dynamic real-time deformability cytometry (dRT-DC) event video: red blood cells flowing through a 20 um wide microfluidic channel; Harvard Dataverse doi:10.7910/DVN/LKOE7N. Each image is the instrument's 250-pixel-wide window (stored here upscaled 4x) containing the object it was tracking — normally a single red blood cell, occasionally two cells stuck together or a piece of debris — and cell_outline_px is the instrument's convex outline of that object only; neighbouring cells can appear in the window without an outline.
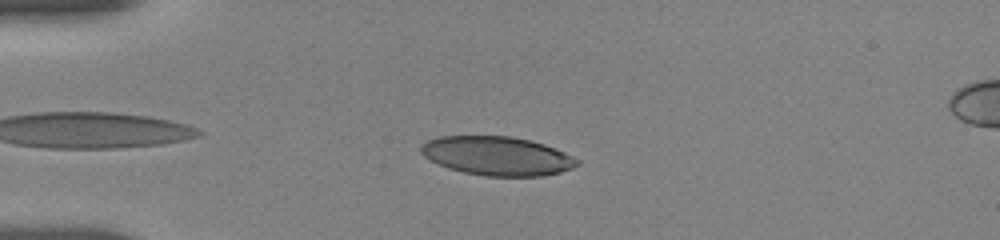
{"species": "human", "species_latin": "Homo sapiens", "temperature_condition": "room temperature", "stored_images_in_passage": 46, "camera_frame_rate_fps": 3000, "um_per_image_px": 0.085, "donor": {"sex": "female"}, "frame": {"image": 1, "passage_image": 5, "time_ms": 1.333, "image_size_px": [1000, 240], "cell_outline_px": [[580, 164], [572, 168], [560, 172], [544, 176], [484, 176], [464, 172], [448, 168], [424, 156], [420, 152], [420, 144], [428, 140], [440, 136], [512, 136], [544, 144], [564, 152], [580, 160]], "centroid_in_image_um": [42.26, 13.25], "position_along_channel_um": 42.7, "area_um2": 35.37}}
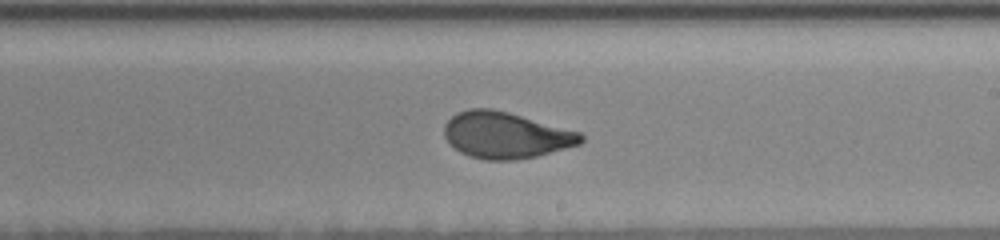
{"frame": {"image": 2, "passage_image": 24, "time_ms": 7.667, "image_size_px": [1000, 240], "cell_outline_px": [[584, 140], [580, 144], [536, 156], [516, 160], [484, 160], [468, 156], [460, 152], [448, 144], [444, 136], [444, 124], [456, 112], [468, 108], [492, 108], [508, 112], [580, 132], [584, 136]], "centroid_in_image_um": [42.94, 11.49], "position_along_channel_um": 246.1, "area_um2": 37.11}}
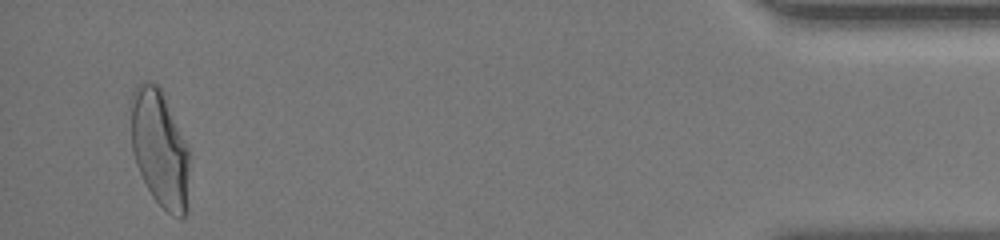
{"frame": {"image": 3, "passage_image": 44, "time_ms": 14.333, "image_size_px": [1000, 240], "cell_outline_px": [[188, 212], [184, 216], [172, 216], [152, 196], [136, 164], [132, 152], [128, 104], [132, 92], [136, 84], [144, 80], [148, 80], [156, 84], [160, 88], [188, 148]], "centroid_in_image_um": [13.52, 12.58], "position_along_channel_um": 421.7, "area_um2": 40.23}, "authors_computed_cell_mechanics": {"area_um2": 37.0787, "velocity_mm_per_s": 3.6758, "shape_relaxation_time_tau1_ms": 6.3665, "shape_relaxation_time_tau2_ms": 0.7494, "deformation_change_tau1": 0.1974, "deformation_change_tau2": 0.0593}}